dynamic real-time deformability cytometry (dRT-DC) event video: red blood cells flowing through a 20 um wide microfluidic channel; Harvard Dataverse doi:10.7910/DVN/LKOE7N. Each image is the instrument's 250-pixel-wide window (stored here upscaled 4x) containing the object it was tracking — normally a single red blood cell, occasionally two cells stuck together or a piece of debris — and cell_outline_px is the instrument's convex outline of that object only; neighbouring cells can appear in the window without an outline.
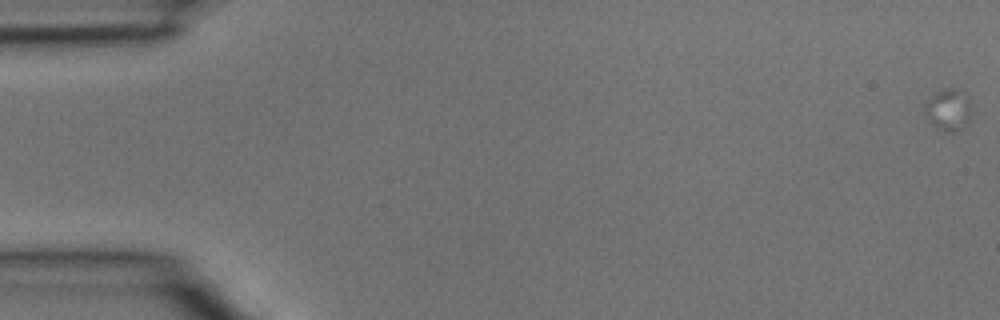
{"species": "common noctule bat (a hibernating species)", "species_latin": "Nyctalus noctula", "temperature_condition": "room temperature", "stored_images_in_passage": 2, "camera_frame_rate_fps": 3000, "um_per_image_px": 0.085, "animal": {"sex": "male", "body_mass_g": 15.6}, "frame": {"image": 1, "passage_image": 1, "time_ms": 0.0, "image_size_px": [1000, 320], "cell_outline_px": [[968, 120], [964, 128], [952, 132], [944, 132], [936, 128], [928, 120], [924, 112], [924, 100], [936, 92], [952, 88], [956, 88], [964, 92], [968, 100]], "centroid_in_image_um": [80.53, 9.34], "position_along_channel_um": 4.5, "area_um2": 11.27}}